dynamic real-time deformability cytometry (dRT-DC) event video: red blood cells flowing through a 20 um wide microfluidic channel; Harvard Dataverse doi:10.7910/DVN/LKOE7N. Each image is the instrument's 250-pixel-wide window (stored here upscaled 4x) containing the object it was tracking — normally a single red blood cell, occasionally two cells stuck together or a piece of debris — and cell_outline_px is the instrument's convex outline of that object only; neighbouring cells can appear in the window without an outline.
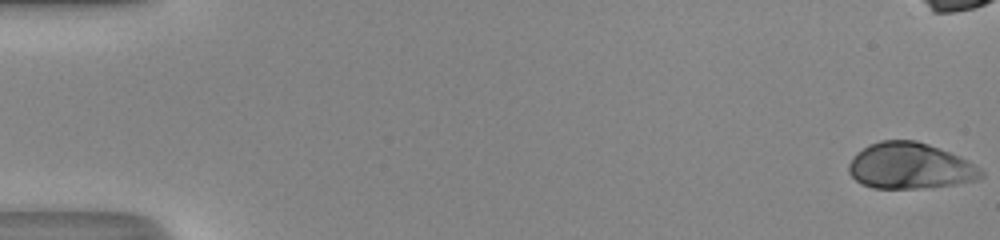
{"species": "human", "species_latin": "Homo sapiens", "temperature_condition": "room temperature", "stored_images_in_passage": 26, "camera_frame_rate_fps": 3000, "um_per_image_px": 0.085, "donor": {"sex": "male"}, "frame": {"image": 1, "passage_image": 1, "time_ms": 0.0, "image_size_px": [1000, 240], "cell_outline_px": [[984, 176], [976, 180], [956, 184], [916, 188], [872, 188], [856, 180], [848, 172], [848, 164], [856, 152], [868, 144], [880, 140], [916, 140], [928, 144], [960, 156], [968, 160], [980, 168], [984, 172]], "centroid_in_image_um": [77.34, 14.09], "position_along_channel_um": 7.7, "area_um2": 35.6}}